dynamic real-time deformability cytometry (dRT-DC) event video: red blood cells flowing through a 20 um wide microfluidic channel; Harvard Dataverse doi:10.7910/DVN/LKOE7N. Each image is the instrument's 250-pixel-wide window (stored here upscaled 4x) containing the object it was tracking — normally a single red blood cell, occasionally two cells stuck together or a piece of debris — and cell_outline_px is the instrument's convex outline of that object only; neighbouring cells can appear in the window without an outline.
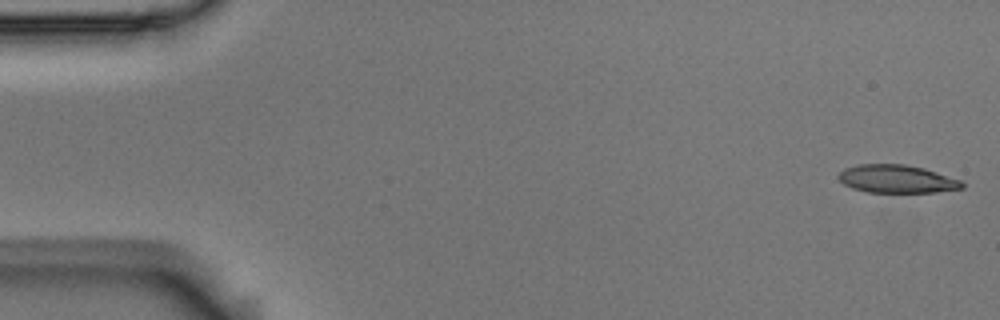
{"species": "Egyptian fruit bat (a non-hibernating species)", "species_latin": "Rousettus aegyptiacus", "temperature_condition": "room temperature", "stored_images_in_passage": 49, "camera_frame_rate_fps": 3000, "um_per_image_px": 0.085, "animal": {"sex": "male"}, "frame": {"image": 1, "passage_image": 1, "time_ms": 0.0, "image_size_px": [1000, 320], "cell_outline_px": [[964, 188], [936, 192], [868, 192], [852, 188], [844, 184], [836, 176], [844, 168], [856, 164], [904, 164], [924, 168], [960, 180], [964, 184]], "centroid_in_image_um": [76.2, 15.2], "position_along_channel_um": 8.8, "area_um2": 20.17}}
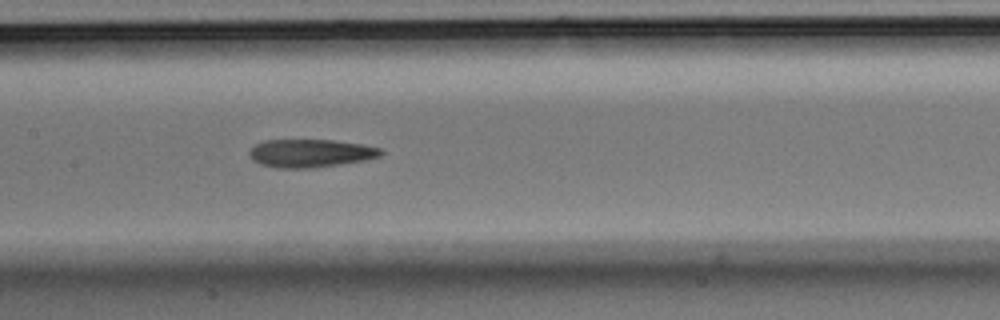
{"frame": {"image": 2, "passage_image": 26, "time_ms": 8.333, "image_size_px": [1000, 320], "cell_outline_px": [[384, 152], [380, 156], [364, 160], [340, 164], [312, 168], [276, 168], [260, 164], [252, 160], [248, 156], [248, 152], [256, 144], [264, 140], [332, 140], [360, 144], [380, 148]], "centroid_in_image_um": [26.35, 13.03], "position_along_channel_um": 181.1, "area_um2": 21.5}}
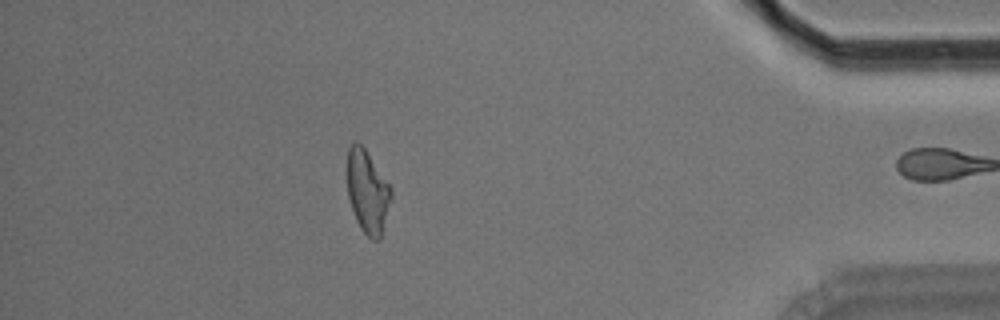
{"frame": {"image": 3, "passage_image": 48, "time_ms": 15.667, "image_size_px": [1000, 320], "cell_outline_px": [[392, 196], [380, 240], [372, 240], [360, 228], [356, 220], [348, 196], [348, 148], [356, 140], [364, 148], [392, 188]], "centroid_in_image_um": [31.25, 16.31], "position_along_channel_um": 403.9, "area_um2": 20.92}, "authors_computed_cell_mechanics": {"area_um2": 21.5594, "velocity_mm_per_s": 3.6556, "shape_relaxation_time_tau1_ms": null, "shape_relaxation_time_tau2_ms": 2.4219, "deformation_change_tau1": null, "deformation_change_tau2": 0.1218}}